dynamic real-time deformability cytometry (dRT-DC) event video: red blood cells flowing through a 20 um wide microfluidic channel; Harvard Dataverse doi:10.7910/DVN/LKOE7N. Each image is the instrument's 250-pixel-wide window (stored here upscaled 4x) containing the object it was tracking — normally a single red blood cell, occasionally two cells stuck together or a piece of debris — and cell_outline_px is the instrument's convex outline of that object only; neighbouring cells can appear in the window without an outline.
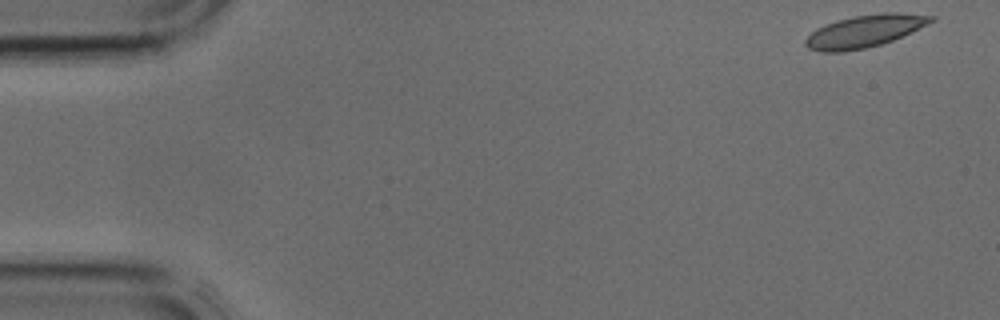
{"species": "common noctule bat (a hibernating species)", "species_latin": "Nyctalus noctula", "temperature_condition": "cold", "stored_images_in_passage": 41, "camera_frame_rate_fps": 3000, "um_per_image_px": 0.085, "animal": {"sex": "male", "body_mass_g": 17.9, "forearm_length_mm": 54.2}, "frame": {"image": 1, "passage_image": 1, "time_ms": 0.0, "image_size_px": [1000, 320], "cell_outline_px": [[936, 20], [912, 32], [892, 40], [880, 44], [864, 48], [840, 52], [824, 52], [808, 48], [804, 44], [804, 40], [816, 28], [824, 24], [836, 20], [852, 16], [880, 12], [896, 12], [936, 16]], "centroid_in_image_um": [73.49, 2.63], "position_along_channel_um": 11.5, "area_um2": 23.76}}
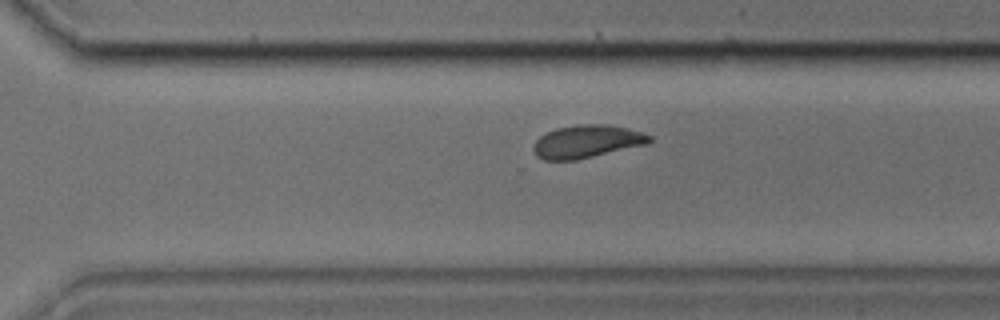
{"frame": {"image": 2, "passage_image": 28, "time_ms": 9.0, "image_size_px": [1000, 320], "cell_outline_px": [[652, 140], [644, 144], [576, 160], [544, 160], [536, 156], [532, 148], [536, 140], [540, 136], [556, 128], [580, 124], [608, 124], [628, 128], [652, 136]], "centroid_in_image_um": [49.84, 12.02], "position_along_channel_um": 320.8, "area_um2": 21.96}}
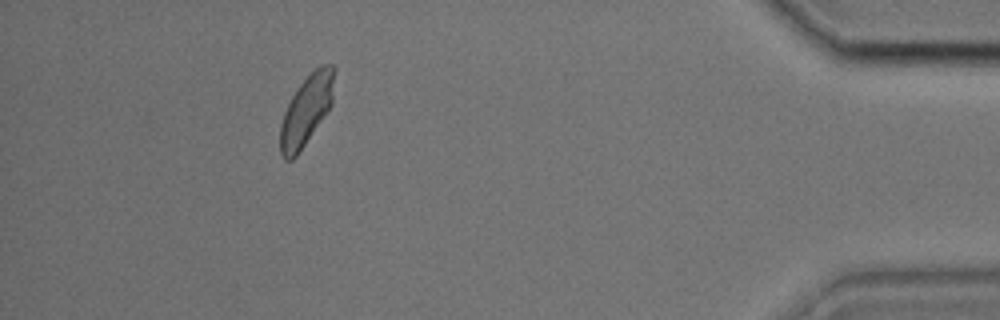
{"frame": {"image": 3, "passage_image": 37, "time_ms": 12.0, "image_size_px": [1000, 320], "cell_outline_px": [[332, 104], [296, 156], [292, 160], [284, 160], [280, 152], [280, 124], [284, 112], [296, 88], [320, 64], [332, 64]], "centroid_in_image_um": [25.99, 9.41], "position_along_channel_um": 409.2, "area_um2": 21.33}}